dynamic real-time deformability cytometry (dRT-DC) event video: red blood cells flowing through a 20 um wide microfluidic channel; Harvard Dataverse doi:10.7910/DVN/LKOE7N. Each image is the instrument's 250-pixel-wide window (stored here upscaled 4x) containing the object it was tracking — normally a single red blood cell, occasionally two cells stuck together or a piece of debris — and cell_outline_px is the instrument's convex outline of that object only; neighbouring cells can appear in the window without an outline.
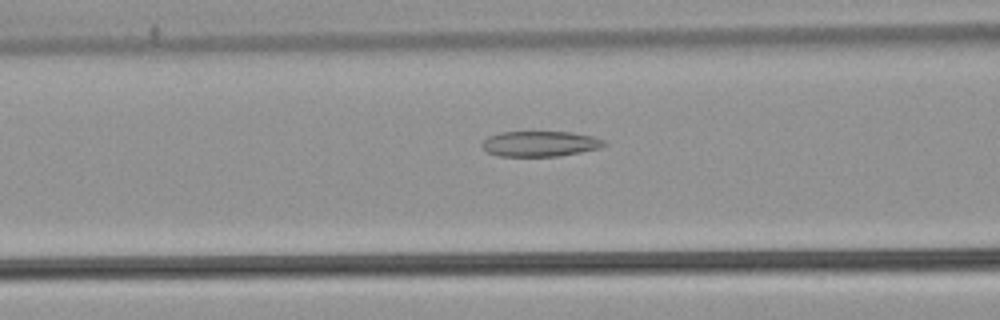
{"species": "common noctule bat (a hibernating species)", "species_latin": "Nyctalus noctula", "temperature_condition": "warm", "stored_images_in_passage": 40, "camera_frame_rate_fps": 3000, "um_per_image_px": 0.085, "animal": {"sex": "male", "body_mass_g": 21.5, "forearm_length_mm": 52.0}, "frame": {"image": 1, "passage_image": 9, "time_ms": 2.667, "image_size_px": [1000, 320], "cell_outline_px": [[608, 144], [600, 148], [560, 156], [500, 156], [488, 152], [480, 144], [488, 136], [500, 132], [572, 132], [592, 136], [604, 140]], "centroid_in_image_um": [45.92, 12.22], "position_along_channel_um": 120.7, "area_um2": 18.09}}
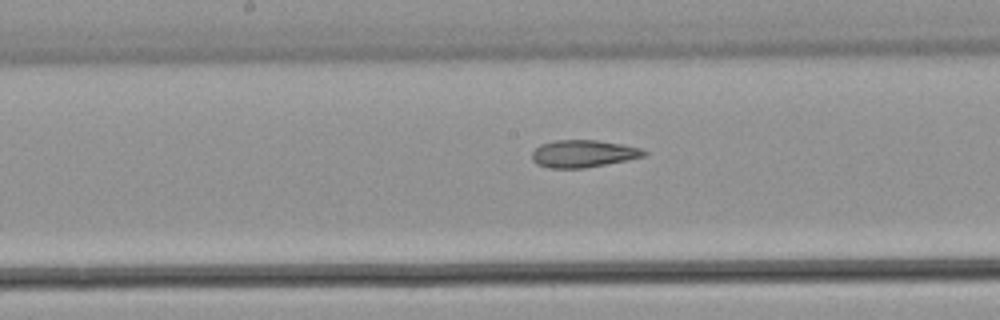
{"frame": {"image": 2, "passage_image": 15, "time_ms": 4.667, "image_size_px": [1000, 320], "cell_outline_px": [[648, 152], [644, 156], [628, 160], [584, 168], [552, 168], [536, 164], [532, 160], [532, 152], [540, 144], [552, 140], [596, 140], [620, 144], [640, 148]], "centroid_in_image_um": [49.55, 13.06], "position_along_channel_um": 198.7, "area_um2": 17.8}}
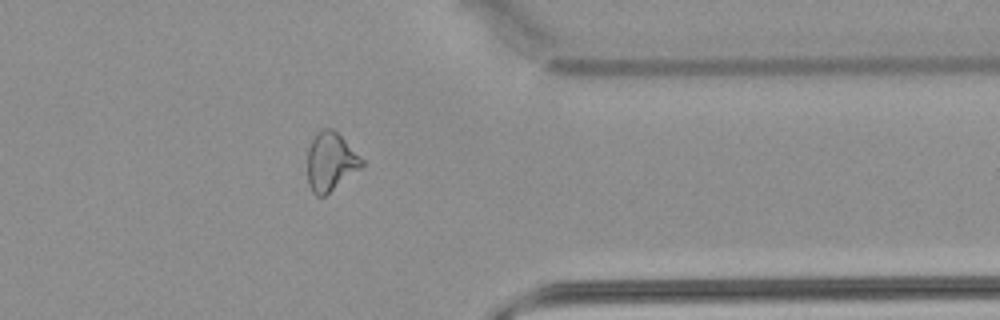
{"frame": {"image": 3, "passage_image": 30, "time_ms": 9.667, "image_size_px": [1000, 320], "cell_outline_px": [[364, 164], [360, 168], [324, 196], [316, 196], [312, 192], [308, 184], [308, 148], [316, 132], [320, 128], [332, 128], [364, 160]], "centroid_in_image_um": [28.07, 13.73], "position_along_channel_um": 383.3, "area_um2": 18.26}, "authors_computed_cell_mechanics": {"area_um2": 18.496, "velocity_mm_per_s": 3.8913, "shape_relaxation_time_tau1_ms": null, "shape_relaxation_time_tau2_ms": 4.0974, "deformation_change_tau1": null, "deformation_change_tau2": 0.1235}}